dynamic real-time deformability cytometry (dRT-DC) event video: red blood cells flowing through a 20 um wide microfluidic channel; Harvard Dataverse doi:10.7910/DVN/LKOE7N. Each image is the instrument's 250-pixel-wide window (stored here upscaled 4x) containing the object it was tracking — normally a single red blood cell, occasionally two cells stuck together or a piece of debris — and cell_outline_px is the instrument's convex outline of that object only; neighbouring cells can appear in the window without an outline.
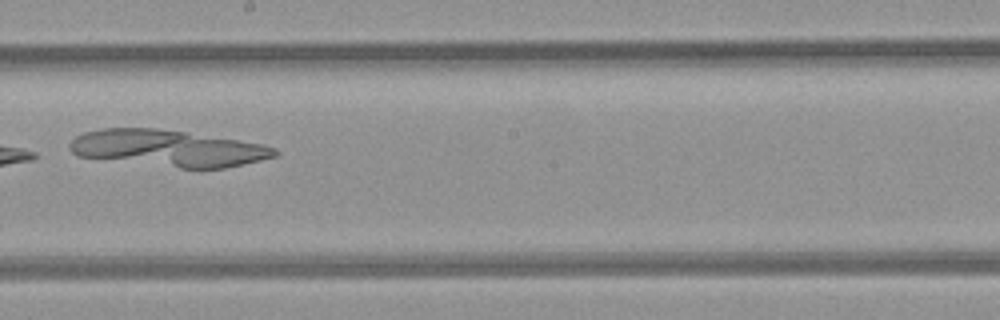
{"species": "common noctule bat (a hibernating species)", "species_latin": "Nyctalus noctula", "temperature_condition": "room temperature", "stored_images_in_passage": 7, "camera_frame_rate_fps": 3000, "um_per_image_px": 0.085, "animal": {"sex": "female", "body_mass_g": 21.9}, "frame": {"image": 1, "passage_image": 7, "time_ms": 7.667, "image_size_px": [1000, 320], "cell_outline_px": [[280, 152], [276, 156], [260, 160], [224, 168], [180, 168], [76, 156], [68, 148], [68, 144], [76, 136], [84, 132], [100, 128], [156, 128], [184, 132], [264, 144], [276, 148]], "centroid_in_image_um": [14.25, 12.6], "position_along_channel_um": 233.9, "area_um2": 43.58}}